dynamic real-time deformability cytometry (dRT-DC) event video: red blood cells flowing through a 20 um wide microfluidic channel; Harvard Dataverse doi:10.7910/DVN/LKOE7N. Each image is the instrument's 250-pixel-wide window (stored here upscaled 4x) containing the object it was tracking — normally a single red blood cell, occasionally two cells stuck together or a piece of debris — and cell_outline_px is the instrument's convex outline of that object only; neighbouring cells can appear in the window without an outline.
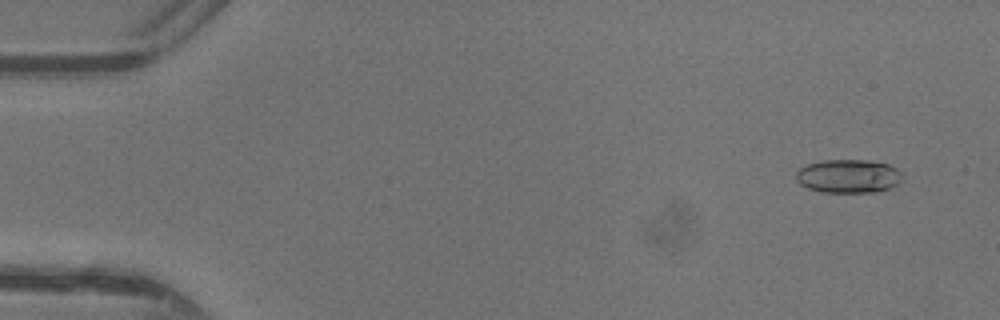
{"species": "common noctule bat (a hibernating species)", "species_latin": "Nyctalus noctula", "temperature_condition": "warm", "stored_images_in_passage": 15, "camera_frame_rate_fps": 3000, "um_per_image_px": 0.085, "animal": {"sex": "female"}, "frame": {"image": 1, "passage_image": 4, "time_ms": 1.0, "image_size_px": [1000, 320], "cell_outline_px": [[900, 180], [892, 188], [876, 192], [820, 192], [808, 188], [800, 184], [796, 180], [796, 172], [800, 168], [808, 164], [824, 160], [868, 160], [888, 164], [896, 168], [900, 172]], "centroid_in_image_um": [72.09, 14.98], "position_along_channel_um": 12.9, "area_um2": 20.75}}